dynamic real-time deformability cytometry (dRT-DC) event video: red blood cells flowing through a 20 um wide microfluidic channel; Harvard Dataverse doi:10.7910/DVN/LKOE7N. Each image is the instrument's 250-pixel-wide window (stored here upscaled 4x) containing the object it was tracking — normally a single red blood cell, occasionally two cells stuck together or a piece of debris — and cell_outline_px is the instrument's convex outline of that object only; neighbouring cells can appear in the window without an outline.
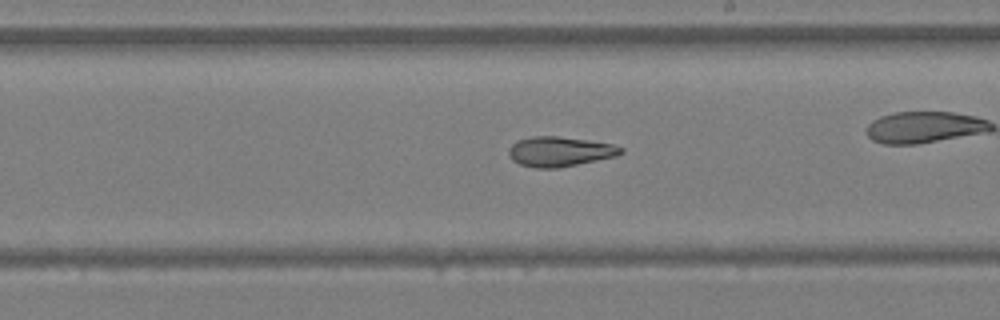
{"species": "Egyptian fruit bat (a non-hibernating species)", "species_latin": "Rousettus aegyptiacus", "temperature_condition": "warm", "stored_images_in_passage": 55, "camera_frame_rate_fps": 3000, "um_per_image_px": 0.085, "animal": {"sex": "female"}, "frame": {"image": 1, "passage_image": 32, "time_ms": 10.333, "image_size_px": [1000, 320], "cell_outline_px": [[624, 152], [616, 156], [556, 168], [532, 168], [520, 164], [512, 160], [508, 152], [508, 148], [512, 144], [520, 140], [532, 136], [556, 136], [588, 140], [612, 144], [624, 148]], "centroid_in_image_um": [47.57, 12.88], "position_along_channel_um": 241.4, "area_um2": 19.36}, "authors_computed_cell_mechanics": {"area_um2": 22.7154, "velocity_mm_per_s": 3.9216, "shape_relaxation_time_tau1_ms": 5.6357, "shape_relaxation_time_tau2_ms": 3.4879, "deformation_change_tau1": 0.1695, "deformation_change_tau2": 0.1213}}